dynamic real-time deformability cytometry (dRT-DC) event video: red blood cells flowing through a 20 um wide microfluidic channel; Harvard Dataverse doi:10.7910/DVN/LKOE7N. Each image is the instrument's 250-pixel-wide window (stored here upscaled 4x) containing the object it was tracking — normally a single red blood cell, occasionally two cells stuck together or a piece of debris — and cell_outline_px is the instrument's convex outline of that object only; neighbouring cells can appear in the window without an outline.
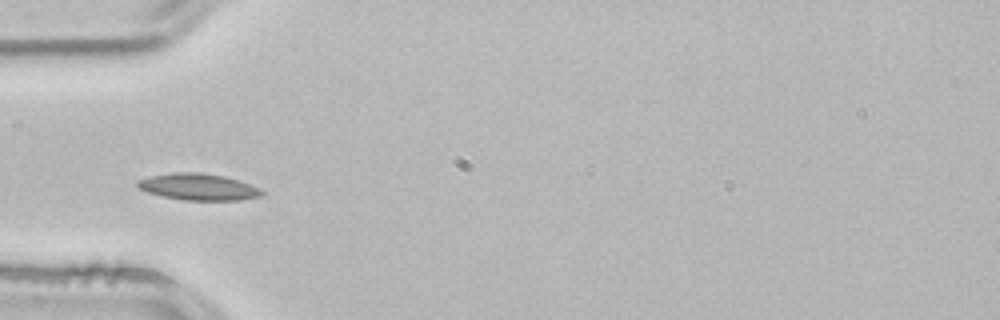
{"species": "common noctule bat (a hibernating species)", "species_latin": "Nyctalus noctula", "temperature_condition": "room temperature", "stored_images_in_passage": 3, "camera_frame_rate_fps": 3000, "um_per_image_px": 0.085, "animal": {"sex": "male", "body_mass_g": 21.5, "forearm_length_mm": 52.0}, "frame": {"image": 1, "passage_image": 3, "time_ms": 0.667, "image_size_px": [1000, 320], "cell_outline_px": [[264, 196], [240, 200], [184, 200], [164, 196], [148, 192], [140, 188], [136, 184], [136, 180], [152, 176], [176, 172], [200, 172], [224, 176], [260, 188], [264, 192]], "centroid_in_image_um": [16.89, 15.89], "position_along_channel_um": 68.1, "area_um2": 19.07}}